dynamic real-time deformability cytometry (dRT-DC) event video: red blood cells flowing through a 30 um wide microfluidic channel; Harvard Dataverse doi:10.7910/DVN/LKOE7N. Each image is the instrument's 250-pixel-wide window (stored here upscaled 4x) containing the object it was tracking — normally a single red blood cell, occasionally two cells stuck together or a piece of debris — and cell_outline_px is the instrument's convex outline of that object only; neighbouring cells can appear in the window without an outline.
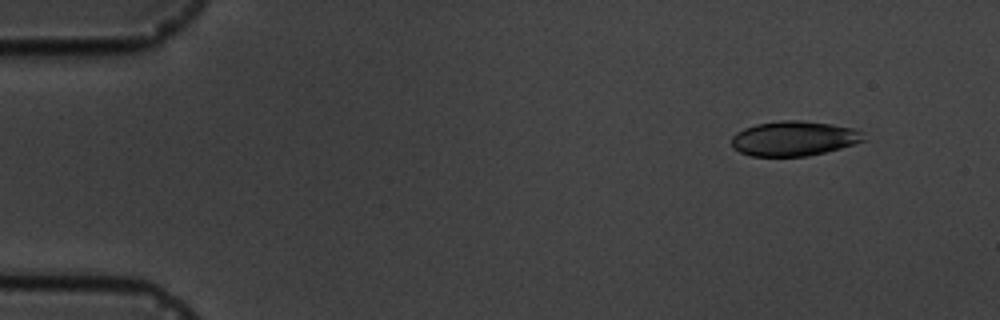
{"species": "common noctule bat (a hibernating species)", "species_latin": "Nyctalus noctula", "temperature_condition": "cold", "stored_images_in_passage": 5, "camera_frame_rate_fps": 3000, "um_per_image_px": 0.085, "animal": {"sex": "male", "body_mass_g": 19.5, "forearm_length_mm": 54.6}, "frame": {"image": 1, "passage_image": 2, "time_ms": 1.0, "image_size_px": [1000, 320], "cell_outline_px": [[868, 140], [840, 148], [808, 156], [752, 156], [740, 152], [732, 148], [732, 136], [736, 132], [744, 128], [756, 124], [780, 120], [800, 120], [832, 124], [852, 128], [860, 132]], "centroid_in_image_um": [67.47, 11.77], "position_along_channel_um": 17.5, "area_um2": 26.82}}
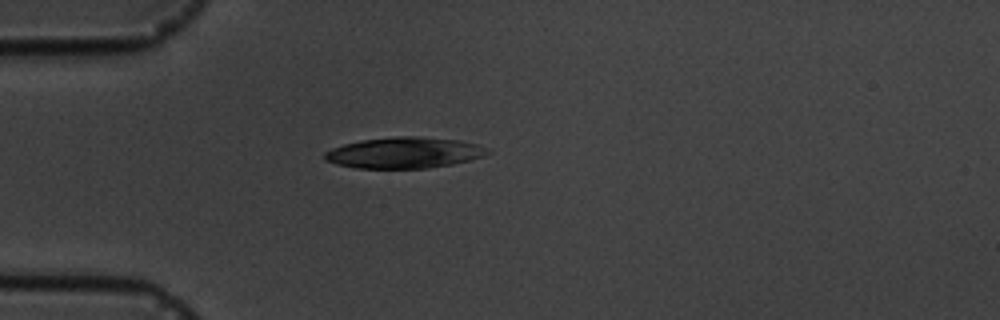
{"frame": {"image": 2, "passage_image": 5, "time_ms": 4.333, "image_size_px": [1000, 320], "cell_outline_px": [[492, 152], [484, 156], [452, 164], [428, 168], [356, 168], [336, 164], [324, 160], [324, 152], [332, 148], [344, 144], [364, 140], [396, 136], [416, 136], [460, 140], [476, 144], [488, 148]], "centroid_in_image_um": [34.37, 12.98], "position_along_channel_um": 50.6, "area_um2": 29.42}}